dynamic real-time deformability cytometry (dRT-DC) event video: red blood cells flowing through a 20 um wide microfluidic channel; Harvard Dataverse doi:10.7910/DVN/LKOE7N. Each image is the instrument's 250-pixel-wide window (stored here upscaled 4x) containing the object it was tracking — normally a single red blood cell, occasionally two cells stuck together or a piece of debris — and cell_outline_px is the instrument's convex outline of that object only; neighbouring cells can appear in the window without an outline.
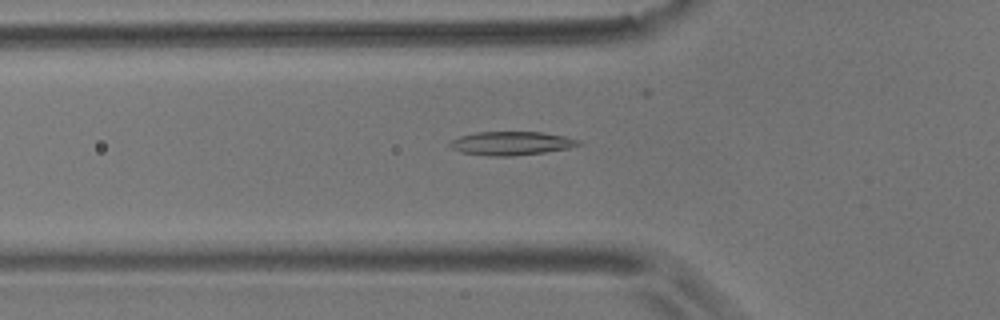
{"species": "common noctule bat (a hibernating species)", "species_latin": "Nyctalus noctula", "temperature_condition": "room temperature", "stored_images_in_passage": 48, "camera_frame_rate_fps": 3000, "um_per_image_px": 0.085, "animal": {"sex": "male", "body_mass_g": 17.9}, "frame": {"image": 1, "passage_image": 10, "time_ms": 3.0, "image_size_px": [1000, 320], "cell_outline_px": [[584, 144], [568, 148], [544, 152], [512, 156], [488, 156], [460, 152], [452, 148], [448, 144], [452, 140], [460, 136], [476, 132], [544, 132], [564, 136], [580, 140]], "centroid_in_image_um": [43.47, 12.18], "position_along_channel_um": 82.3, "area_um2": 17.74}}
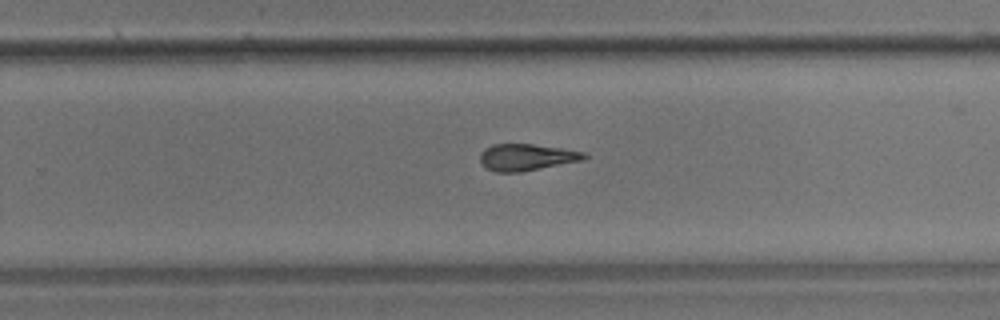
{"frame": {"image": 2, "passage_image": 27, "time_ms": 8.667, "image_size_px": [1000, 320], "cell_outline_px": [[588, 156], [584, 160], [520, 172], [496, 172], [480, 164], [480, 152], [484, 148], [492, 144], [532, 144], [560, 148], [584, 152]], "centroid_in_image_um": [44.73, 13.36], "position_along_channel_um": 285.1, "area_um2": 16.18}}
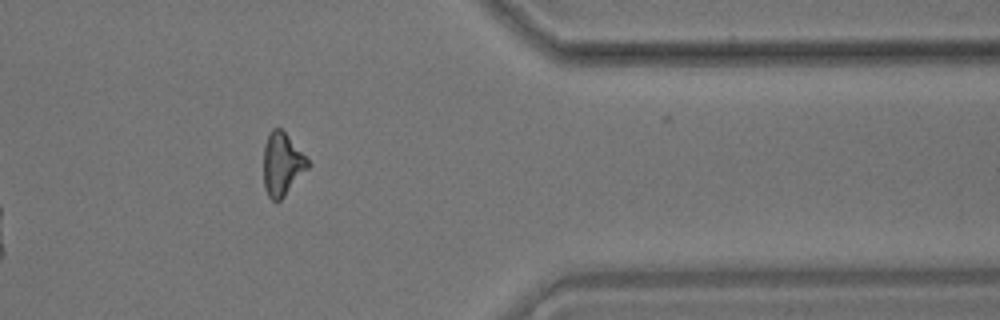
{"frame": {"image": 3, "passage_image": 37, "time_ms": 12.0, "image_size_px": [1000, 320], "cell_outline_px": [[312, 164], [284, 196], [280, 200], [272, 200], [268, 196], [264, 188], [264, 144], [268, 132], [272, 128], [280, 128], [284, 132]], "centroid_in_image_um": [23.97, 13.95], "position_along_channel_um": 387.4, "area_um2": 16.13}, "authors_computed_cell_mechanics": {"area_um2": 16.5019, "velocity_mm_per_s": 3.5661, "shape_relaxation_time_tau1_ms": 10.9649, "shape_relaxation_time_tau2_ms": 2.7961, "deformation_change_tau1": 0.2244, "deformation_change_tau2": 0.1153}}